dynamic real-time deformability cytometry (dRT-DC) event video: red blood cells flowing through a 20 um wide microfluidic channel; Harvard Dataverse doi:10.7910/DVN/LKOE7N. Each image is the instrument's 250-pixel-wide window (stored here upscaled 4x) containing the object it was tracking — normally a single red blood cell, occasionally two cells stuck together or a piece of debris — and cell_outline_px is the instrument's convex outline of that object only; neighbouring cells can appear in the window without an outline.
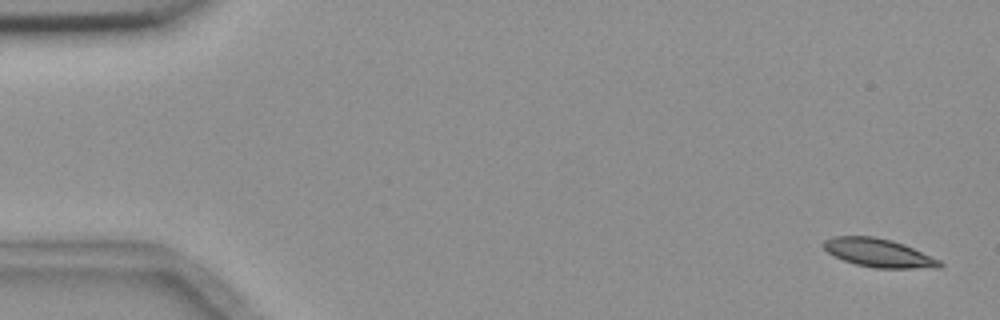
{"species": "common noctule bat (a hibernating species)", "species_latin": "Nyctalus noctula", "temperature_condition": "room temperature", "stored_images_in_passage": 15, "segment_of_instrument_passage": [1, 2], "camera_frame_rate_fps": 3000, "um_per_image_px": 0.085, "animal": {"sex": "female", "body_mass_g": 18.4}, "frame": {"image": 1, "passage_image": 1, "time_ms": 0.0, "image_size_px": [1000, 320], "cell_outline_px": [[944, 264], [940, 268], [876, 268], [856, 264], [832, 256], [824, 248], [824, 240], [832, 236], [876, 236], [892, 240], [904, 244], [940, 260]], "centroid_in_image_um": [74.69, 21.49], "position_along_channel_um": 10.3, "area_um2": 19.31}}
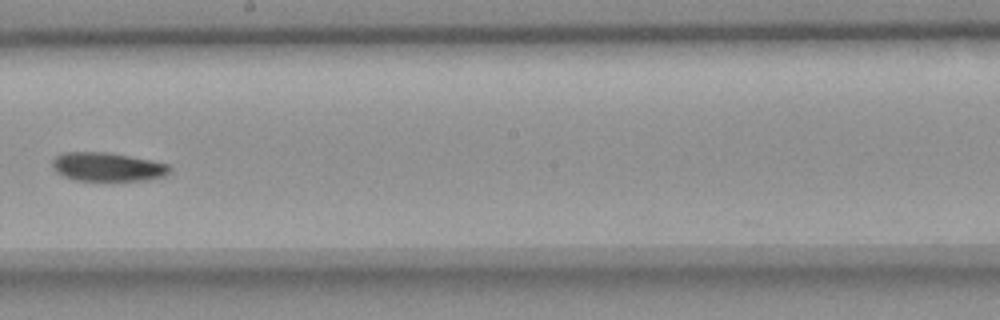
{"frame": {"image": 2, "passage_image": 8, "time_ms": 10.0, "image_size_px": [1000, 320], "cell_outline_px": [[172, 168], [164, 176], [148, 180], [76, 180], [64, 176], [56, 172], [52, 168], [52, 160], [60, 152], [108, 152], [168, 164]], "centroid_in_image_um": [9.09, 14.18], "position_along_channel_um": 239.1, "area_um2": 19.54}}
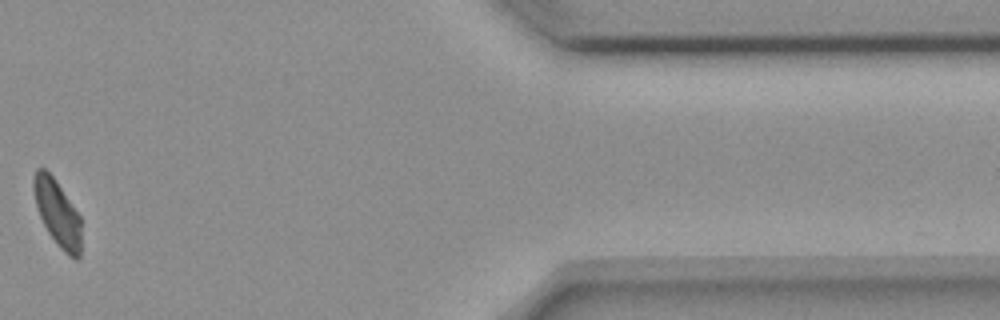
{"frame": {"image": 3, "passage_image": 13, "time_ms": 16.0, "image_size_px": [1000, 320], "cell_outline_px": [[80, 256], [76, 260], [68, 256], [56, 244], [48, 232], [40, 216], [36, 204], [32, 188], [32, 180], [36, 168], [44, 168], [52, 176], [80, 216]], "centroid_in_image_um": [4.86, 18.12], "position_along_channel_um": 406.5, "area_um2": 18.15}}